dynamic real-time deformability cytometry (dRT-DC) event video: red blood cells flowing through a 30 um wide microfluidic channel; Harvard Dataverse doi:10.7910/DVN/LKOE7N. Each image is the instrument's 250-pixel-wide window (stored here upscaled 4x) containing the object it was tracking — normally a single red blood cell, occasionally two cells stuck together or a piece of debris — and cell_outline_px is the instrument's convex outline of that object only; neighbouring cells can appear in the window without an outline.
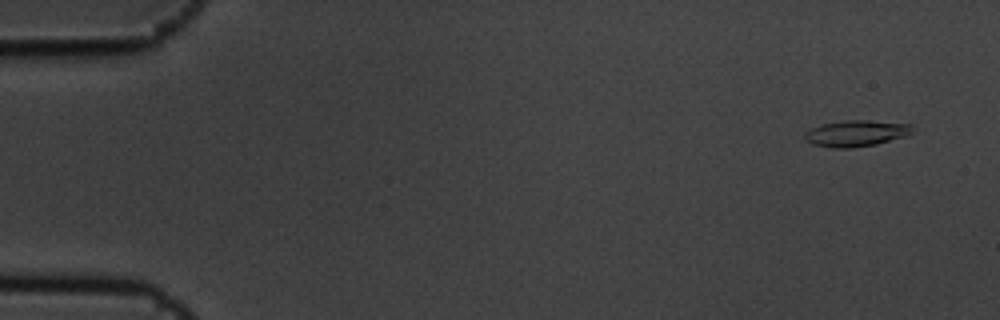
{"species": "common noctule bat (a hibernating species)", "species_latin": "Nyctalus noctula", "temperature_condition": "cold", "stored_images_in_passage": 5, "camera_frame_rate_fps": 3000, "um_per_image_px": 0.085, "animal": {"sex": "male", "body_mass_g": 19.5, "forearm_length_mm": 54.6}, "frame": {"image": 1, "passage_image": 1, "time_ms": 0.0, "image_size_px": [1000, 320], "cell_outline_px": [[912, 132], [908, 136], [876, 144], [852, 148], [832, 148], [812, 144], [804, 140], [804, 132], [820, 124], [844, 120], [868, 120], [912, 124]], "centroid_in_image_um": [72.76, 11.33], "position_along_channel_um": 12.2, "area_um2": 16.7}}
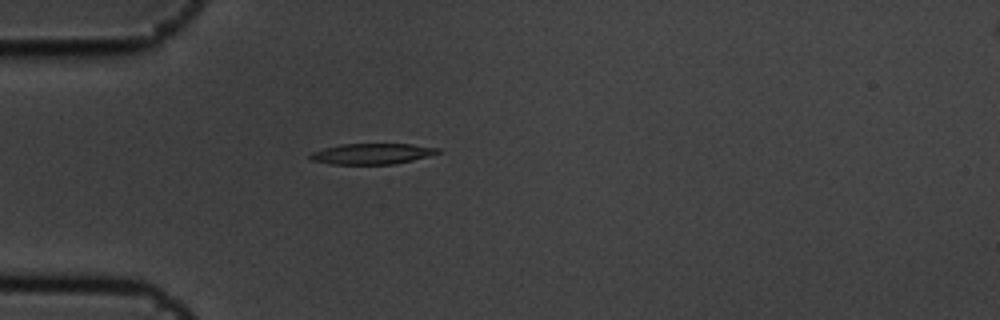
{"frame": {"image": 2, "passage_image": 5, "time_ms": 1.333, "image_size_px": [1000, 320], "cell_outline_px": [[440, 152], [428, 156], [412, 160], [392, 164], [332, 164], [312, 160], [308, 156], [312, 152], [324, 148], [340, 144], [412, 144], [440, 148]], "centroid_in_image_um": [31.62, 13.06], "position_along_channel_um": 53.4, "area_um2": 15.32}}